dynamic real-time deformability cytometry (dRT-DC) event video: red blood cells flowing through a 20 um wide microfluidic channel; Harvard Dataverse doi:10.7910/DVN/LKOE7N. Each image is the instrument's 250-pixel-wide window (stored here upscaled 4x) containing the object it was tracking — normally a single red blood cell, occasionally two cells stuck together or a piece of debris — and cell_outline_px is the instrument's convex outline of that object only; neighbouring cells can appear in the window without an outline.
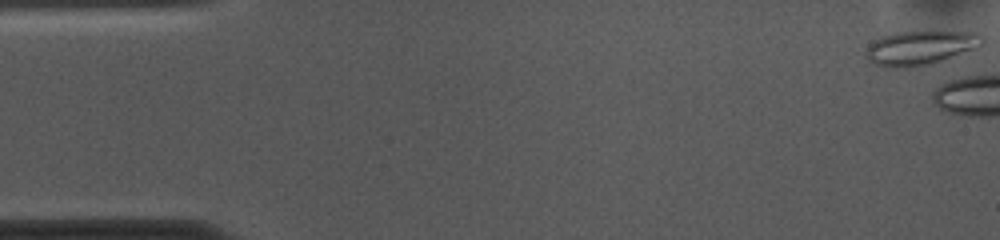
{"species": "common noctule bat (a hibernating species)", "species_latin": "Nyctalus noctula", "temperature_condition": "cold", "stored_images_in_passage": 7, "camera_frame_rate_fps": 3000, "um_per_image_px": 0.085, "animal": {"sex": "female", "body_mass_g": 10.0, "forearm_length_mm": 53.1}, "frame": {"image": 1, "passage_image": 1, "time_ms": 0.0, "image_size_px": [1000, 240], "cell_outline_px": [[984, 44], [976, 48], [932, 64], [912, 68], [888, 68], [876, 64], [868, 60], [864, 52], [868, 44], [880, 36], [896, 32], [932, 28], [976, 32], [984, 36]], "centroid_in_image_um": [78.26, 4.01], "position_along_channel_um": 6.7, "area_um2": 24.62}}